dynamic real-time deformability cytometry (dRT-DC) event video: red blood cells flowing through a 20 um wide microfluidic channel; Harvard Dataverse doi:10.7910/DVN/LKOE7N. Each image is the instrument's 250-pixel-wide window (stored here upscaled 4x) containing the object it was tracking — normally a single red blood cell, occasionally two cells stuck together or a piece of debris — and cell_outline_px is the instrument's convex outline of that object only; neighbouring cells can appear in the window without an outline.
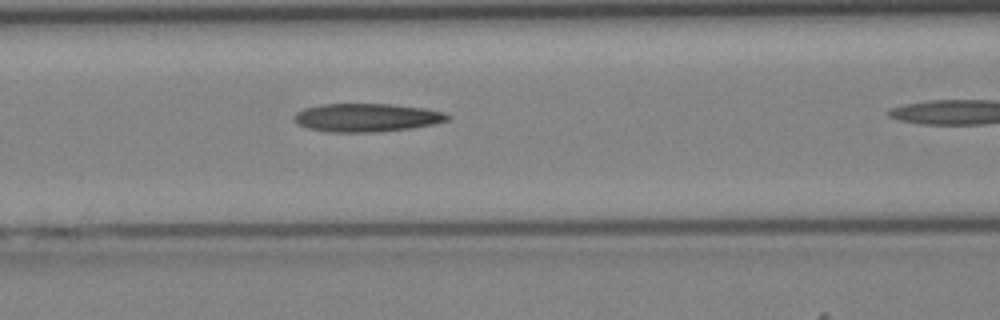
{"species": "Egyptian fruit bat (a non-hibernating species)", "species_latin": "Rousettus aegyptiacus", "temperature_condition": "cold", "stored_images_in_passage": 21, "camera_frame_rate_fps": 3000, "um_per_image_px": 0.085, "animal": {"sex": "female"}, "frame": {"image": 1, "passage_image": 15, "time_ms": 4.667, "image_size_px": [1000, 320], "cell_outline_px": [[452, 116], [448, 120], [436, 124], [412, 128], [380, 132], [328, 132], [308, 128], [296, 124], [292, 120], [292, 116], [296, 112], [304, 108], [324, 104], [392, 104], [424, 108], [448, 112]], "centroid_in_image_um": [31.19, 10.0], "position_along_channel_um": 135.4, "area_um2": 25.78}}